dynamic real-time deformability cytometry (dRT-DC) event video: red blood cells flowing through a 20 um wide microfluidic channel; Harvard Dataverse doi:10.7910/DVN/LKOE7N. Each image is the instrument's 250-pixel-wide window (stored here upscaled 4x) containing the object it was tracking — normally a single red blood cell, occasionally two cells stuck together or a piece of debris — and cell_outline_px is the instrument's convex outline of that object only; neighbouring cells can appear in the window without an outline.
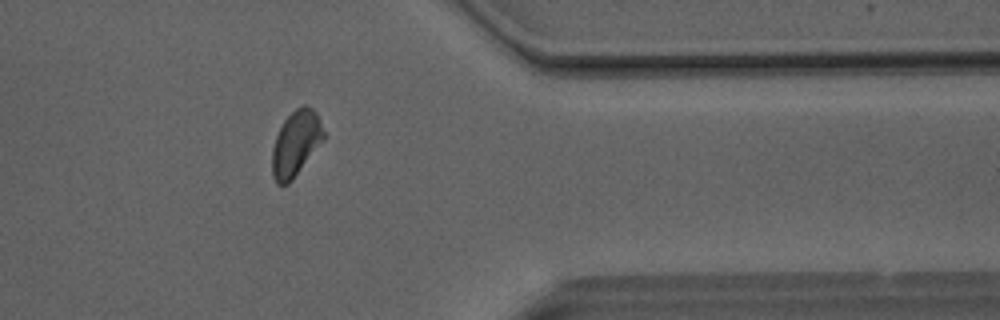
{"species": "Egyptian fruit bat (a non-hibernating species)", "species_latin": "Rousettus aegyptiacus", "temperature_condition": "room temperature", "stored_images_in_passage": 37, "camera_frame_rate_fps": 3000, "um_per_image_px": 0.085, "animal": {"sex": "male"}, "frame": {"image": 1, "passage_image": 32, "time_ms": 10.333, "image_size_px": [1000, 320], "cell_outline_px": [[324, 140], [292, 180], [288, 184], [276, 184], [272, 176], [272, 148], [276, 136], [284, 120], [296, 108], [304, 104], [312, 108], [316, 112], [320, 120], [324, 132]], "centroid_in_image_um": [25.14, 12.2], "position_along_channel_um": 386.3, "area_um2": 19.59}}